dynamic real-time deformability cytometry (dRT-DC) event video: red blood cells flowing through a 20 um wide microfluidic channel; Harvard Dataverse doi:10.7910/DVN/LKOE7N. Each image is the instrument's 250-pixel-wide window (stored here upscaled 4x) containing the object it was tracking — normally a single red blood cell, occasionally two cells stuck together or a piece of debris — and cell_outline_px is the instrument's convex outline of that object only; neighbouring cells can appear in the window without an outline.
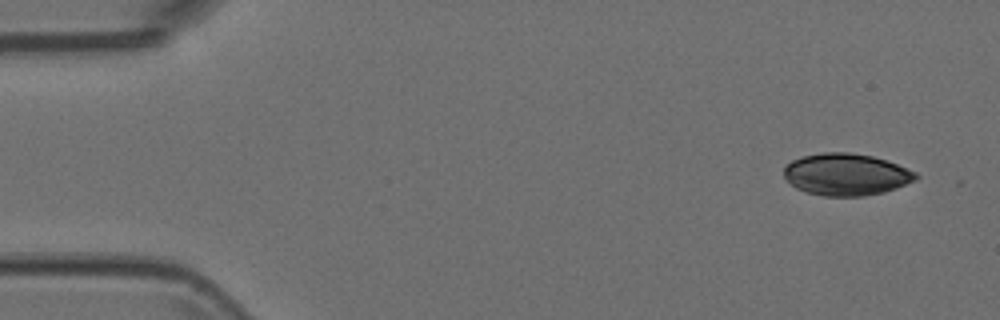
{"species": "Egyptian fruit bat (a non-hibernating species)", "species_latin": "Rousettus aegyptiacus", "temperature_condition": "room temperature", "stored_images_in_passage": 5, "camera_frame_rate_fps": 3000, "um_per_image_px": 0.085, "animal": {"sex": "female"}, "frame": {"image": 1, "passage_image": 1, "time_ms": 0.0, "image_size_px": [1000, 320], "cell_outline_px": [[920, 176], [916, 180], [896, 188], [884, 192], [864, 196], [824, 196], [808, 192], [796, 188], [784, 176], [784, 168], [792, 160], [804, 156], [820, 152], [848, 152], [872, 156], [888, 160], [916, 172]], "centroid_in_image_um": [71.96, 14.82], "position_along_channel_um": 13.0, "area_um2": 32.25}}